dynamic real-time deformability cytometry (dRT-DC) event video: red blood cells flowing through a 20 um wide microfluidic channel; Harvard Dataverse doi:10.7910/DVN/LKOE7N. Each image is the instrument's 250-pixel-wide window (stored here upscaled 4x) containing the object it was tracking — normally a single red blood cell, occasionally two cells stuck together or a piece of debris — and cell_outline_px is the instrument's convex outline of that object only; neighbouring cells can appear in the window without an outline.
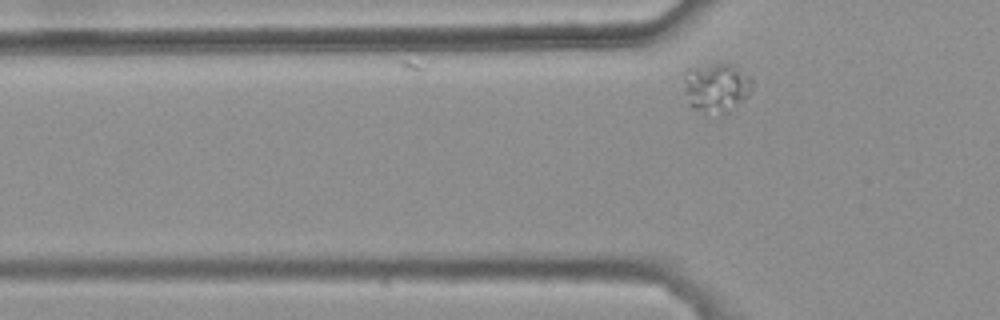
{"species": "common noctule bat (a hibernating species)", "species_latin": "Nyctalus noctula", "temperature_condition": "warm", "stored_images_in_passage": 5, "camera_frame_rate_fps": 3000, "um_per_image_px": 0.085, "animal": {"sex": "female", "body_mass_g": 25.1}, "frame": {"image": 1, "passage_image": 5, "time_ms": 1.333, "image_size_px": [1000, 320], "cell_outline_px": [[752, 88], [748, 96], [724, 116], [692, 108], [688, 104], [684, 92], [684, 72], [688, 68], [712, 64], [732, 64], [748, 76], [752, 80]], "centroid_in_image_um": [60.87, 7.46], "position_along_channel_um": 64.9, "area_um2": 19.77}}